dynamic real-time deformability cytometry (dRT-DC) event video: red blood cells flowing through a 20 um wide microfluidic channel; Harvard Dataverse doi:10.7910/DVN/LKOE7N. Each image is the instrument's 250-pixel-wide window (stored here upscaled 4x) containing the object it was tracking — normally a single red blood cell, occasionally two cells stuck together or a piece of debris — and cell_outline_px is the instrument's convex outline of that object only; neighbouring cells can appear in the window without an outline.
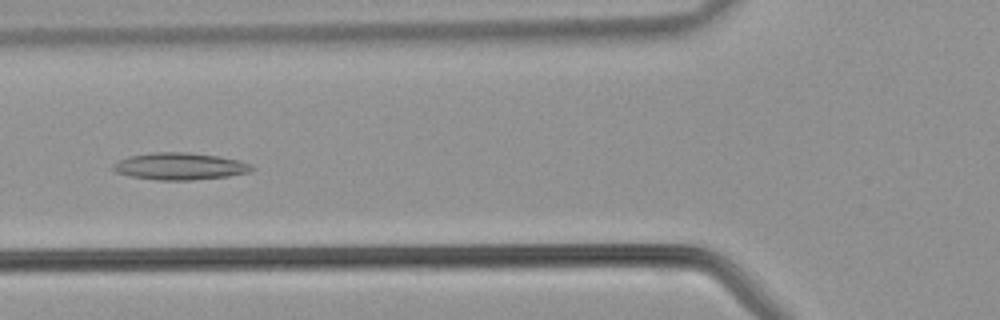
{"species": "common noctule bat (a hibernating species)", "species_latin": "Nyctalus noctula", "temperature_condition": "warm", "stored_images_in_passage": 41, "camera_frame_rate_fps": 3000, "um_per_image_px": 0.085, "animal": {"sex": "male", "body_mass_g": 21.5, "forearm_length_mm": 52.0}, "frame": {"image": 1, "passage_image": 15, "time_ms": 4.667, "image_size_px": [1000, 320], "cell_outline_px": [[256, 168], [248, 172], [228, 176], [192, 180], [156, 180], [132, 176], [116, 172], [112, 168], [112, 164], [128, 156], [152, 152], [188, 152], [216, 156], [236, 160], [248, 164]], "centroid_in_image_um": [15.24, 14.13], "position_along_channel_um": 110.6, "area_um2": 21.62}}
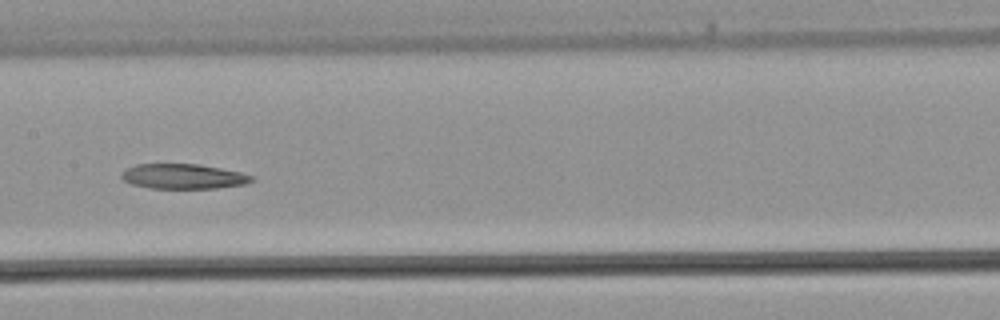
{"frame": {"image": 2, "passage_image": 20, "time_ms": 6.333, "image_size_px": [1000, 320], "cell_outline_px": [[252, 180], [244, 184], [216, 188], [152, 188], [132, 184], [124, 180], [120, 176], [120, 172], [124, 168], [136, 164], [200, 164], [240, 172], [252, 176]], "centroid_in_image_um": [15.51, 14.98], "position_along_channel_um": 191.9, "area_um2": 18.84}}
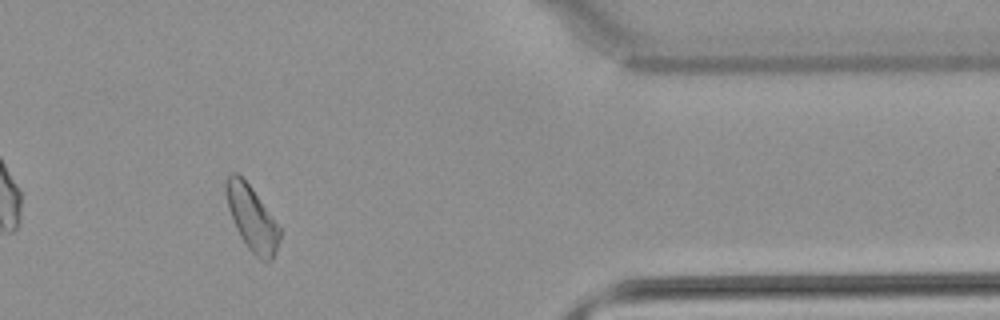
{"frame": {"image": 3, "passage_image": 34, "time_ms": 11.0, "image_size_px": [1000, 320], "cell_outline_px": [[280, 240], [272, 260], [268, 264], [260, 260], [248, 248], [240, 236], [236, 228], [228, 208], [228, 176], [232, 172], [236, 172], [252, 188], [280, 228]], "centroid_in_image_um": [21.46, 18.64], "position_along_channel_um": 389.9, "area_um2": 19.59}}